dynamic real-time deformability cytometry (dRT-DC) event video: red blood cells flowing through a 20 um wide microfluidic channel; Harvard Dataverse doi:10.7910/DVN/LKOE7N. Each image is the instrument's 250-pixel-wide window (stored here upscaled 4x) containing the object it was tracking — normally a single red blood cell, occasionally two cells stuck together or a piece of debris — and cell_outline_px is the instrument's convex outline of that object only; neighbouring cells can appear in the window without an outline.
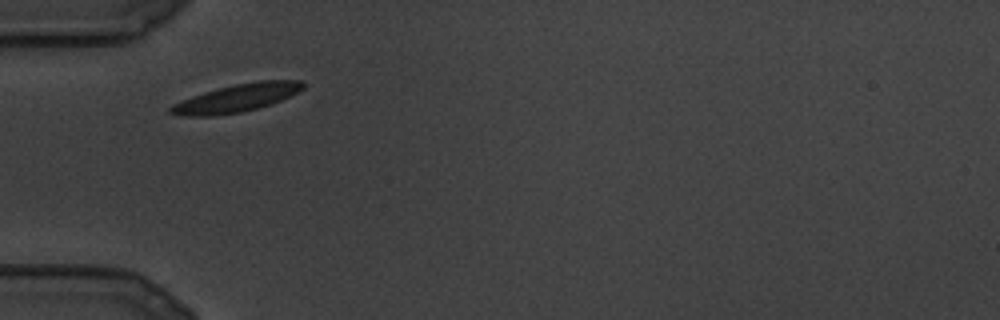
{"species": "common noctule bat (a hibernating species)", "species_latin": "Nyctalus noctula", "temperature_condition": "cold", "stored_images_in_passage": 6, "camera_frame_rate_fps": 3000, "um_per_image_px": 0.085, "animal": {"sex": "male", "body_mass_g": 19.5, "forearm_length_mm": 54.6}, "frame": {"image": 1, "passage_image": 1, "time_ms": 0.0, "image_size_px": [1000, 320], "cell_outline_px": [[304, 88], [300, 92], [272, 104], [240, 112], [212, 116], [184, 116], [168, 112], [168, 108], [172, 104], [192, 96], [204, 92], [236, 84], [260, 80], [300, 80], [304, 84]], "centroid_in_image_um": [20.14, 8.33], "position_along_channel_um": 64.9, "area_um2": 21.39}}
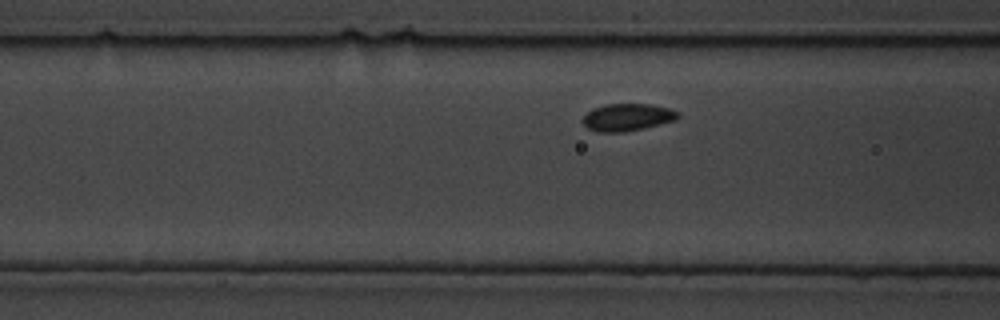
{"frame": {"image": 2, "passage_image": 3, "time_ms": 0.667, "image_size_px": [1000, 320], "cell_outline_px": [[680, 116], [676, 120], [644, 128], [624, 132], [596, 132], [588, 128], [584, 124], [584, 116], [592, 108], [604, 104], [652, 104], [668, 108], [676, 112]], "centroid_in_image_um": [53.32, 9.96], "position_along_channel_um": 113.3, "area_um2": 15.09}}